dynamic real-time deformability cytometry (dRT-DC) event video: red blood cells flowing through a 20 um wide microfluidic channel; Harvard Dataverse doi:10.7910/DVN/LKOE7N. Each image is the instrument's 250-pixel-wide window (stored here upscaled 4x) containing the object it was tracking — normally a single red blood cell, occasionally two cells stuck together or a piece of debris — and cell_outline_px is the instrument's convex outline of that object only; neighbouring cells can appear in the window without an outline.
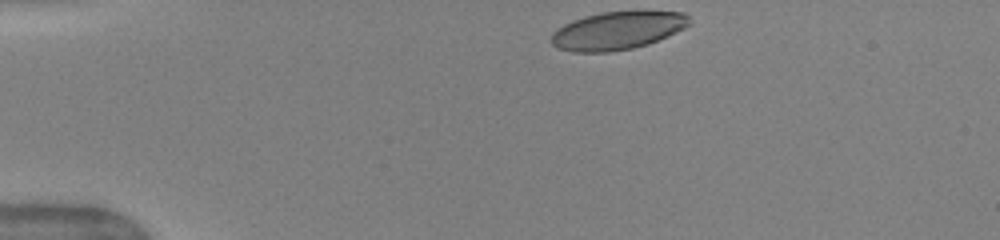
{"species": "human", "species_latin": "Homo sapiens", "temperature_condition": "warm", "stored_images_in_passage": 41, "camera_frame_rate_fps": 3000, "um_per_image_px": 0.085, "donor": {"sex": "female"}, "frame": {"image": 1, "passage_image": 1, "time_ms": 0.0, "image_size_px": [1000, 240], "cell_outline_px": [[692, 24], [676, 32], [648, 44], [632, 48], [608, 52], [572, 52], [556, 48], [548, 40], [552, 32], [564, 24], [572, 20], [584, 16], [600, 12], [684, 12], [692, 20]], "centroid_in_image_um": [52.44, 2.61], "position_along_channel_um": 32.6, "area_um2": 30.63}}
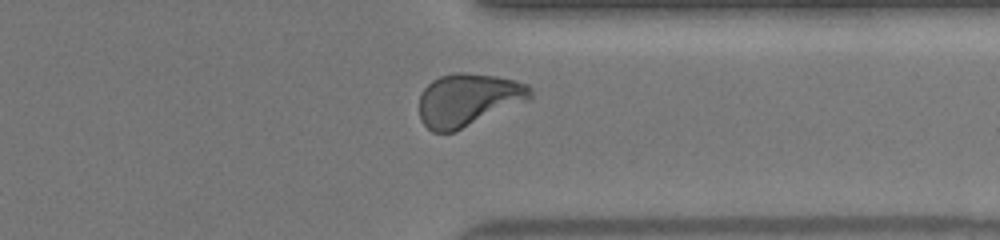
{"frame": {"image": 2, "passage_image": 31, "time_ms": 10.0, "image_size_px": [1000, 240], "cell_outline_px": [[532, 100], [452, 132], [432, 132], [420, 120], [420, 96], [424, 88], [432, 80], [440, 76], [456, 72], [464, 72], [496, 76], [516, 80], [528, 84], [532, 88]], "centroid_in_image_um": [39.84, 8.47], "position_along_channel_um": 371.6, "area_um2": 34.33}}
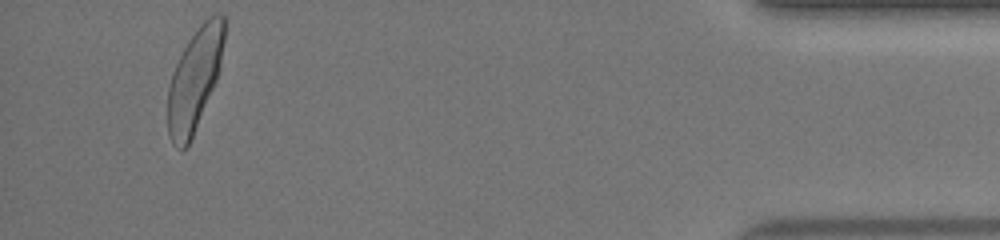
{"frame": {"image": 3, "passage_image": 39, "time_ms": 12.667, "image_size_px": [1000, 240], "cell_outline_px": [[224, 40], [220, 64], [216, 80], [192, 136], [188, 144], [184, 148], [176, 148], [172, 144], [168, 132], [168, 88], [172, 72], [184, 48], [200, 24], [208, 16], [216, 12], [220, 12], [224, 16]], "centroid_in_image_um": [16.53, 6.72], "position_along_channel_um": 418.7, "area_um2": 32.95}, "authors_computed_cell_mechanics": {"area_um2": 33.4084, "velocity_mm_per_s": 4.0186, "shape_relaxation_time_tau1_ms": 2.8073, "shape_relaxation_time_tau2_ms": null, "deformation_change_tau1": 0.1545, "deformation_change_tau2": null}}